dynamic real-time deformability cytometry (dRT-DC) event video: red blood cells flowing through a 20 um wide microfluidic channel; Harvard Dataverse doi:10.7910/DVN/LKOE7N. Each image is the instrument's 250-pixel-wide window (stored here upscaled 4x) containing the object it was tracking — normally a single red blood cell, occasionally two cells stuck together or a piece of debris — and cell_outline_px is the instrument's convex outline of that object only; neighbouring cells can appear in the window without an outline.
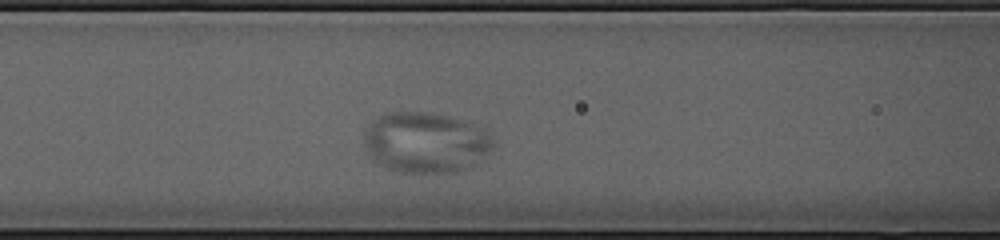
{"species": "common noctule bat (a hibernating species)", "species_latin": "Nyctalus noctula", "temperature_condition": "cold", "stored_images_in_passage": 33, "camera_frame_rate_fps": 3000, "um_per_image_px": 0.085, "animal": {"sex": "female", "body_mass_g": 23.0, "forearm_length_mm": 53.4}, "frame": {"image": 1, "passage_image": 12, "time_ms": 3.667, "image_size_px": [1000, 240], "cell_outline_px": [[492, 144], [472, 164], [456, 172], [400, 172], [388, 168], [372, 160], [364, 144], [364, 128], [372, 120], [384, 112], [428, 112], [460, 120], [484, 128], [492, 136]], "centroid_in_image_um": [36.07, 12.08], "position_along_channel_um": 130.5, "area_um2": 44.97}}
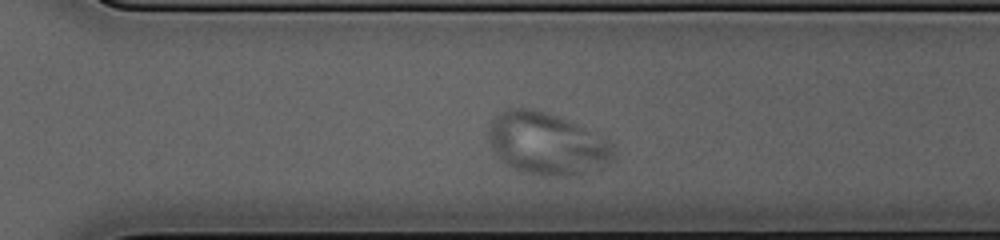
{"frame": {"image": 2, "passage_image": 28, "time_ms": 9.0, "image_size_px": [1000, 240], "cell_outline_px": [[616, 152], [612, 160], [608, 164], [600, 168], [568, 176], [540, 176], [520, 172], [512, 168], [496, 156], [488, 140], [488, 128], [496, 112], [508, 108], [532, 108], [568, 120], [608, 140], [612, 144]], "centroid_in_image_um": [46.44, 12.22], "position_along_channel_um": 324.2, "area_um2": 45.6}}
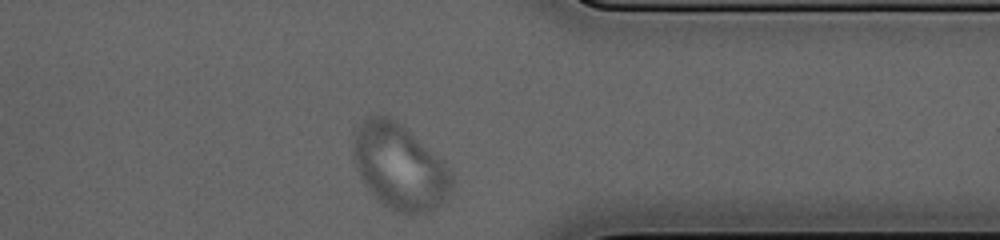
{"frame": {"image": 3, "passage_image": 33, "time_ms": 10.667, "image_size_px": [1000, 240], "cell_outline_px": [[452, 184], [448, 196], [440, 204], [424, 212], [396, 212], [380, 204], [368, 188], [360, 176], [352, 152], [352, 128], [364, 116], [388, 116], [396, 120], [444, 160], [452, 172]], "centroid_in_image_um": [33.92, 14.11], "position_along_channel_um": 377.5, "area_um2": 49.36}}